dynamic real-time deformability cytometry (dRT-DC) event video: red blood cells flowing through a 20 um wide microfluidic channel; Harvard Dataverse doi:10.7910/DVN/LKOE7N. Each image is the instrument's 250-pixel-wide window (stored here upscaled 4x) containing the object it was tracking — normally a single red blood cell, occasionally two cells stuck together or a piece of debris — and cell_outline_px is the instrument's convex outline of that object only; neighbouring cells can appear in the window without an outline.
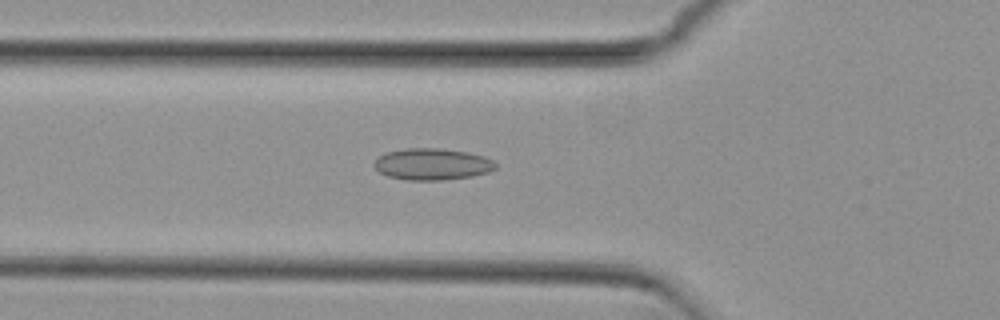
{"species": "common noctule bat (a hibernating species)", "species_latin": "Nyctalus noctula", "temperature_condition": "cold", "stored_images_in_passage": 48, "camera_frame_rate_fps": 3000, "um_per_image_px": 0.085, "animal": {"sex": "female", "body_mass_g": 29.2, "forearm_length_mm": 56.3}, "frame": {"image": 1, "passage_image": 13, "time_ms": 4.0, "image_size_px": [1000, 320], "cell_outline_px": [[496, 168], [488, 172], [472, 176], [444, 180], [408, 180], [388, 176], [380, 172], [376, 168], [376, 160], [380, 156], [388, 152], [408, 148], [440, 148], [468, 152], [484, 156], [492, 160], [496, 164]], "centroid_in_image_um": [36.78, 13.95], "position_along_channel_um": 89.0, "area_um2": 22.14}}
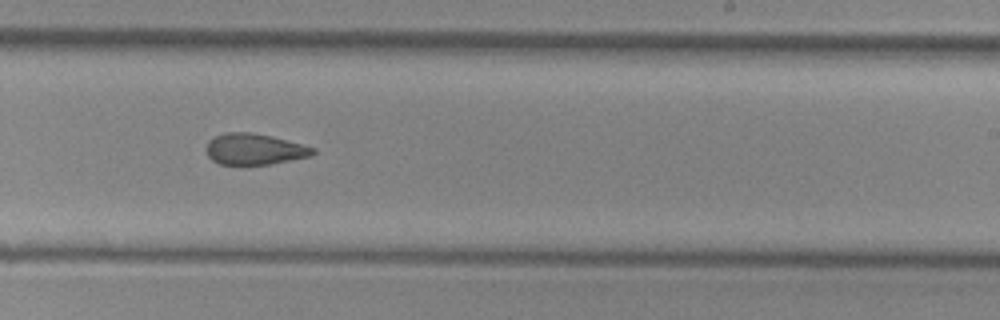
{"frame": {"image": 2, "passage_image": 27, "time_ms": 8.667, "image_size_px": [1000, 320], "cell_outline_px": [[316, 152], [312, 156], [268, 164], [220, 164], [212, 160], [208, 156], [208, 140], [212, 136], [224, 132], [248, 132], [272, 136], [316, 148]], "centroid_in_image_um": [21.63, 12.66], "position_along_channel_um": 267.4, "area_um2": 19.25}}
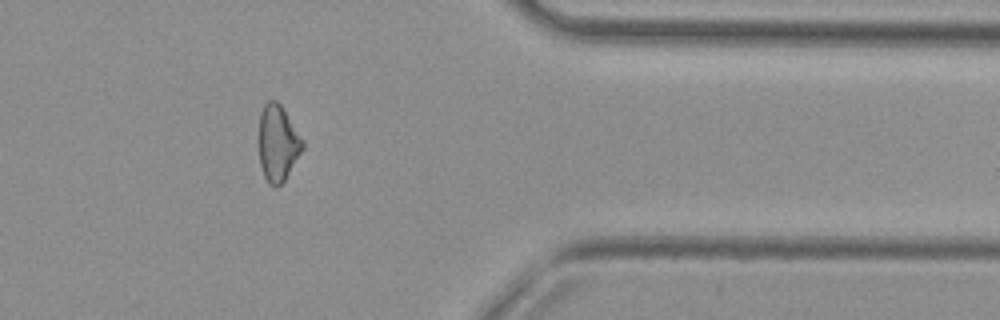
{"frame": {"image": 3, "passage_image": 38, "time_ms": 12.333, "image_size_px": [1000, 320], "cell_outline_px": [[304, 148], [284, 180], [276, 188], [268, 184], [264, 176], [260, 164], [260, 112], [264, 104], [268, 100], [276, 100], [280, 104], [304, 140]], "centroid_in_image_um": [23.62, 12.17], "position_along_channel_um": 387.8, "area_um2": 19.25}, "authors_computed_cell_mechanics": {"area_um2": 20.3745, "velocity_mm_per_s": 3.8124, "shape_relaxation_time_tau1_ms": null, "shape_relaxation_time_tau2_ms": 3.7683, "deformation_change_tau1": null, "deformation_change_tau2": 0.1185}}